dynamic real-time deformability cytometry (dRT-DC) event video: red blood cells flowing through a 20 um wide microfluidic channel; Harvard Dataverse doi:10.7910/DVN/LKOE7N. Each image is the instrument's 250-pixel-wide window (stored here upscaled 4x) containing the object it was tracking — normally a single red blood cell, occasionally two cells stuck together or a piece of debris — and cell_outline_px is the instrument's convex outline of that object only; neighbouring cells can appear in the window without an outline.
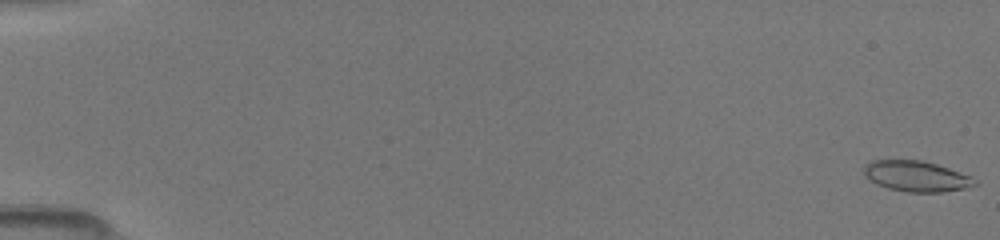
{"species": "common noctule bat (a hibernating species)", "species_latin": "Nyctalus noctula", "temperature_condition": "room temperature", "stored_images_in_passage": 20, "camera_frame_rate_fps": 3000, "um_per_image_px": 0.085, "animal": {"sex": "female", "body_mass_g": 19.5, "forearm_length_mm": 54.1}, "frame": {"image": 1, "passage_image": 1, "time_ms": 0.0, "image_size_px": [1000, 240], "cell_outline_px": [[976, 184], [964, 188], [940, 192], [908, 192], [888, 188], [876, 184], [864, 176], [864, 164], [868, 160], [924, 160], [972, 176], [976, 180]], "centroid_in_image_um": [77.84, 14.96], "position_along_channel_um": 7.2, "area_um2": 19.83}}
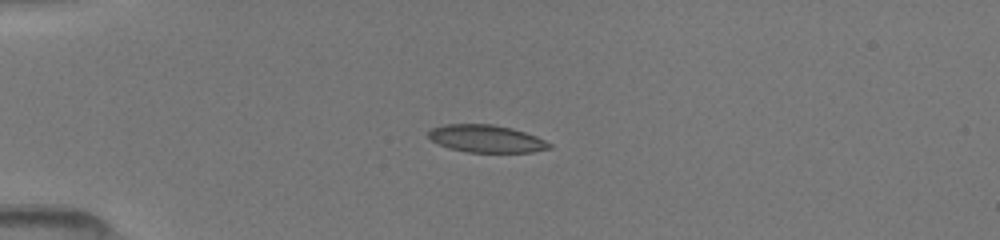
{"frame": {"image": 2, "passage_image": 13, "time_ms": 4.333, "image_size_px": [1000, 240], "cell_outline_px": [[552, 148], [532, 152], [468, 152], [448, 148], [432, 140], [428, 136], [428, 132], [432, 128], [444, 124], [492, 124], [512, 128], [536, 136], [552, 144]], "centroid_in_image_um": [41.34, 11.79], "position_along_channel_um": 43.7, "area_um2": 19.31}}